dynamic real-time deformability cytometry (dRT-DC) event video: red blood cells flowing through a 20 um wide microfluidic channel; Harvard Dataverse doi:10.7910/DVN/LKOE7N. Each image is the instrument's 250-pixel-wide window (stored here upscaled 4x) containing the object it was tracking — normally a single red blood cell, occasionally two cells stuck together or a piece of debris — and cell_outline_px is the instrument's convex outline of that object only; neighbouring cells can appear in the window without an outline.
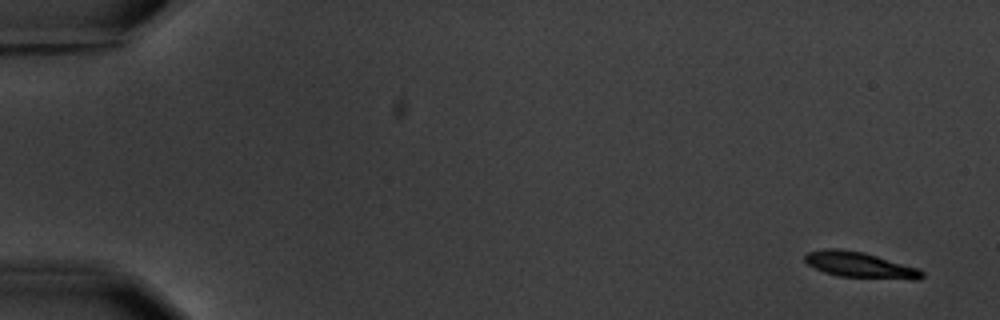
{"species": "common noctule bat (a hibernating species)", "species_latin": "Nyctalus noctula", "temperature_condition": "warm", "stored_images_in_passage": 11, "camera_frame_rate_fps": 3000, "um_per_image_px": 0.085, "animal": {"sex": "male", "body_mass_g": 20.1, "forearm_length_mm": 53.5}, "frame": {"image": 1, "passage_image": 1, "time_ms": 0.0, "image_size_px": [1000, 320], "cell_outline_px": [[924, 276], [920, 280], [912, 280], [840, 276], [824, 272], [808, 264], [804, 260], [804, 256], [808, 252], [824, 248], [840, 248], [864, 252], [920, 268], [924, 272]], "centroid_in_image_um": [73.15, 22.52], "position_along_channel_um": 11.9, "area_um2": 17.8}}